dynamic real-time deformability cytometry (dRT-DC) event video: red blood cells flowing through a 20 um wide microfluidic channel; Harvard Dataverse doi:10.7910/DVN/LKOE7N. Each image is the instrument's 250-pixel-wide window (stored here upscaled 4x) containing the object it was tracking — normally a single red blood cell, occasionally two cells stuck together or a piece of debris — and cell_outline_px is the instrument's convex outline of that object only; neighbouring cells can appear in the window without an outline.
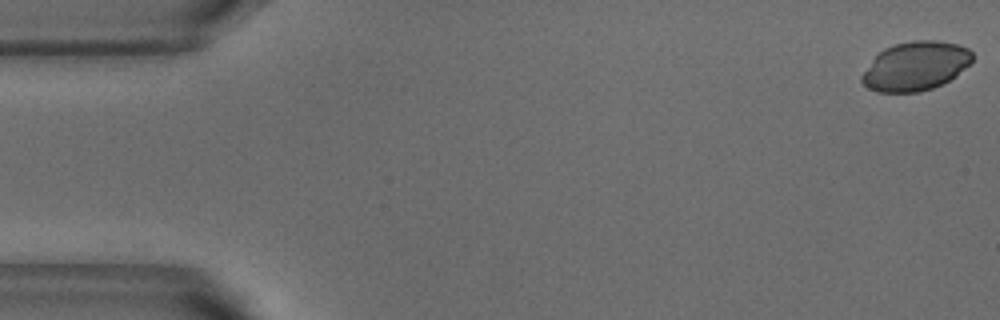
{"species": "common noctule bat (a hibernating species)", "species_latin": "Nyctalus noctula", "temperature_condition": "warm", "stored_images_in_passage": 38, "camera_frame_rate_fps": 3000, "um_per_image_px": 0.085, "animal": {"sex": "male", "body_mass_g": 18.8}, "frame": {"image": 1, "passage_image": 1, "time_ms": 0.0, "image_size_px": [1000, 320], "cell_outline_px": [[972, 60], [956, 76], [932, 88], [920, 92], [876, 92], [868, 88], [860, 80], [860, 76], [872, 60], [884, 48], [892, 44], [912, 40], [936, 40], [956, 44], [968, 48], [972, 52]], "centroid_in_image_um": [77.79, 5.61], "position_along_channel_um": 7.2, "area_um2": 31.44}}